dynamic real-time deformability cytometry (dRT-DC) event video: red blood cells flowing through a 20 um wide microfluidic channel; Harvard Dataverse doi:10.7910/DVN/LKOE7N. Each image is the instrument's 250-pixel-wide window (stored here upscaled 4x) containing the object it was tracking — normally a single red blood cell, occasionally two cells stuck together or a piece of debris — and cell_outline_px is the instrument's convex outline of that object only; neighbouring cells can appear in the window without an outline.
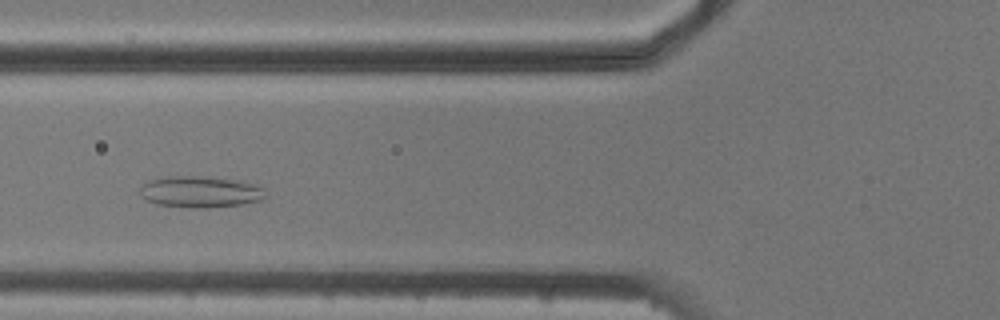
{"species": "common noctule bat (a hibernating species)", "species_latin": "Nyctalus noctula", "temperature_condition": "cold", "stored_images_in_passage": 6, "camera_frame_rate_fps": 3000, "um_per_image_px": 0.085, "animal": {"sex": "male", "body_mass_g": 20.5, "forearm_length_mm": 52.5}, "frame": {"image": 1, "passage_image": 4, "time_ms": 3.667, "image_size_px": [1000, 320], "cell_outline_px": [[268, 196], [264, 200], [244, 204], [208, 208], [192, 208], [156, 204], [140, 196], [140, 188], [148, 180], [168, 176], [208, 176], [244, 180], [260, 184], [264, 188]], "centroid_in_image_um": [17.14, 16.29], "position_along_channel_um": 108.7, "area_um2": 23.76}}
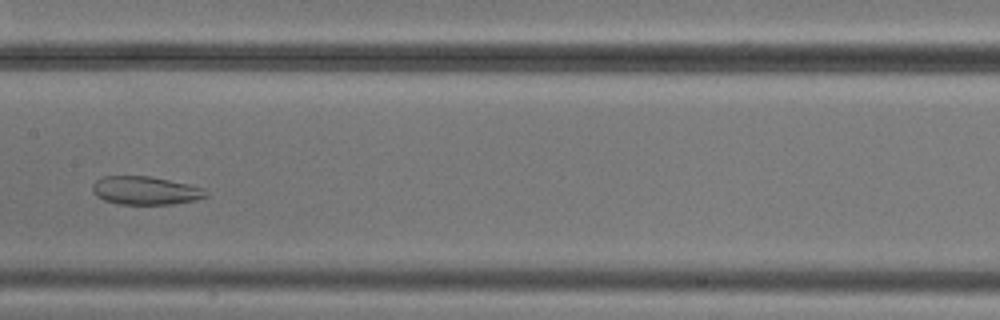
{"frame": {"image": 2, "passage_image": 6, "time_ms": 6.0, "image_size_px": [1000, 320], "cell_outline_px": [[208, 196], [196, 200], [172, 204], [120, 204], [104, 200], [96, 196], [92, 188], [92, 184], [96, 180], [104, 176], [148, 176], [188, 184], [204, 188], [208, 192]], "centroid_in_image_um": [12.37, 16.2], "position_along_channel_um": 195.0, "area_um2": 18.67}}